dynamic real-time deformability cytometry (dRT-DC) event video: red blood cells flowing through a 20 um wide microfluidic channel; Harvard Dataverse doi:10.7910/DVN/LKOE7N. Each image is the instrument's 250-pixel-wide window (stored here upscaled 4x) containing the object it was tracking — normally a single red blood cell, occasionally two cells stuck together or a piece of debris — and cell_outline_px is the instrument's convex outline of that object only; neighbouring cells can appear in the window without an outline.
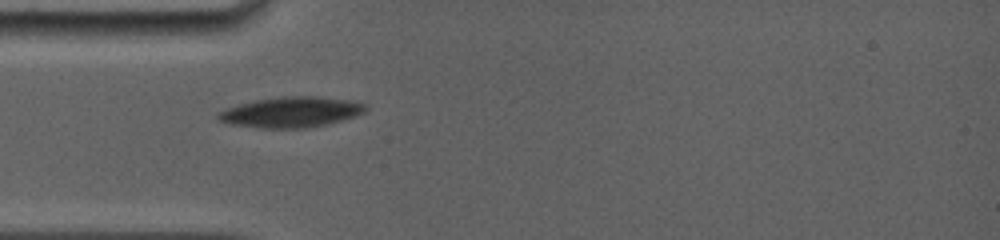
{"species": "common noctule bat (a hibernating species)", "species_latin": "Nyctalus noctula", "temperature_condition": "room temperature", "stored_images_in_passage": 26, "camera_frame_rate_fps": 5000, "um_per_image_px": 0.085, "animal": {"sex": "female", "body_mass_g": 19.0, "forearm_length_mm": 56.7}, "frame": {"image": 1, "passage_image": 1, "time_ms": 0.0, "image_size_px": [1000, 240], "cell_outline_px": [[368, 108], [364, 112], [328, 124], [304, 128], [264, 128], [232, 124], [216, 120], [216, 112], [224, 108], [252, 100], [280, 96], [316, 96], [352, 100], [364, 104]], "centroid_in_image_um": [24.67, 9.51], "position_along_channel_um": 60.3, "area_um2": 26.36}}
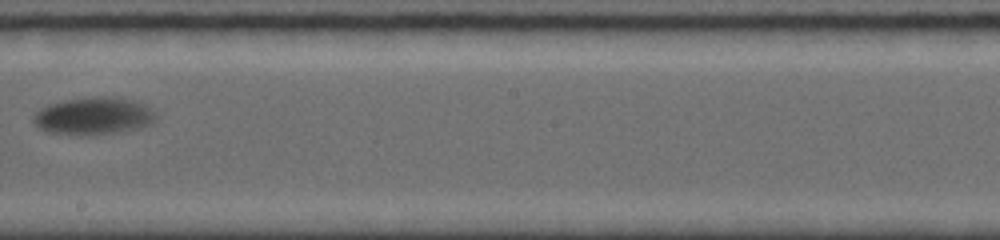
{"frame": {"image": 2, "passage_image": 9, "time_ms": 5.0, "image_size_px": [1000, 240], "cell_outline_px": [[156, 120], [152, 124], [140, 128], [88, 136], [80, 136], [44, 132], [32, 120], [32, 116], [40, 108], [48, 104], [68, 100], [92, 96], [96, 96], [132, 100], [144, 104], [156, 112]], "centroid_in_image_um": [7.93, 9.88], "position_along_channel_um": 240.3, "area_um2": 26.88}}
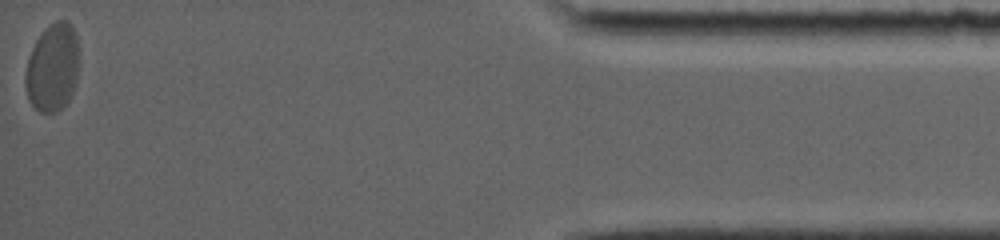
{"frame": {"image": 3, "passage_image": 26, "time_ms": 12.2, "image_size_px": [1000, 240], "cell_outline_px": [[76, 80], [72, 92], [68, 100], [56, 112], [40, 112], [28, 100], [24, 84], [24, 76], [28, 56], [36, 40], [44, 28], [56, 20], [68, 20], [72, 24], [76, 32]], "centroid_in_image_um": [4.41, 5.71], "position_along_channel_um": 430.8, "area_um2": 27.34}, "authors_computed_cell_mechanics": {"area_um2": 26.5302, "velocity_mm_per_s": 3.6307, "shape_relaxation_time_tau1_ms": 4.3427, "shape_relaxation_time_tau2_ms": null, "deformation_change_tau1": 0.1099, "deformation_change_tau2": null}}